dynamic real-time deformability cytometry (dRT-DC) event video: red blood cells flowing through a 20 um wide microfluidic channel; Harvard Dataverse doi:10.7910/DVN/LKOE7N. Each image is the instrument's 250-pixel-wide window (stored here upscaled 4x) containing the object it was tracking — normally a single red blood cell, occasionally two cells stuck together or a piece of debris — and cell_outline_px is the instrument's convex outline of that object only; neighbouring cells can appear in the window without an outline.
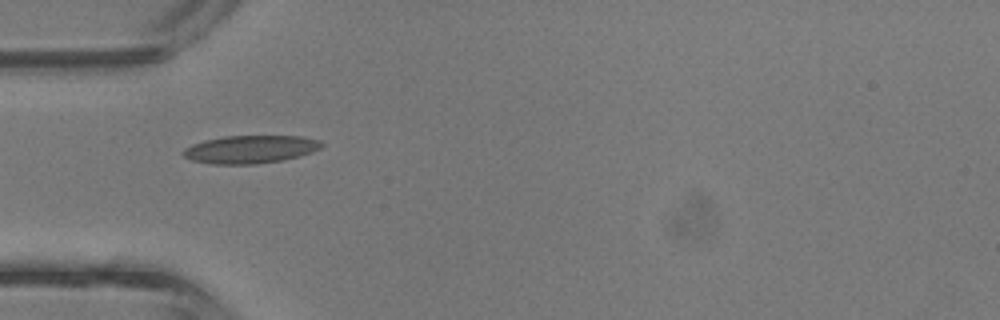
{"species": "common noctule bat (a hibernating species)", "species_latin": "Nyctalus noctula", "temperature_condition": "room temperature", "stored_images_in_passage": 1, "camera_frame_rate_fps": 3000, "um_per_image_px": 0.085, "animal": {"sex": "male", "body_mass_g": 13.3}, "frame": {"image": 1, "passage_image": 1, "time_ms": 0.0, "image_size_px": [1000, 320], "cell_outline_px": [[324, 144], [320, 148], [312, 152], [300, 156], [284, 160], [256, 164], [212, 164], [192, 160], [184, 156], [180, 152], [184, 148], [192, 144], [204, 140], [224, 136], [304, 136], [320, 140]], "centroid_in_image_um": [21.29, 12.69], "position_along_channel_um": 63.7, "area_um2": 22.72}}